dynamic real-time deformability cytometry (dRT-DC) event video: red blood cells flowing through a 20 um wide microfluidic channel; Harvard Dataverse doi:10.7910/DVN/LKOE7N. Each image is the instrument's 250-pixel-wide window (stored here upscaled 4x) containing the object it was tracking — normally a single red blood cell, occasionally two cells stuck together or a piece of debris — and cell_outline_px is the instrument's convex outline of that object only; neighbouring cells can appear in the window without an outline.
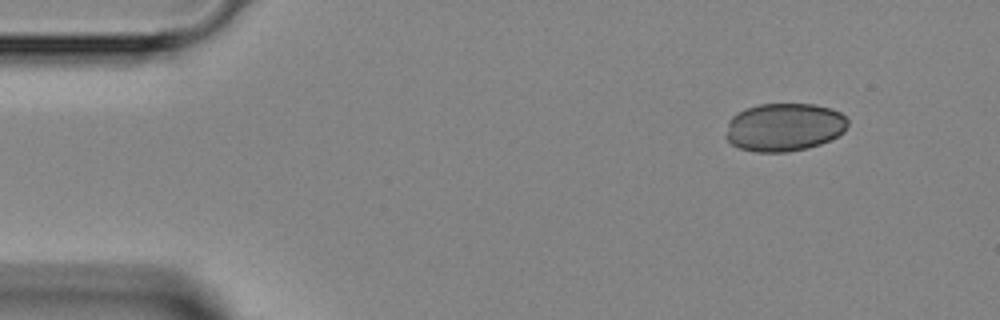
{"species": "Egyptian fruit bat (a non-hibernating species)", "species_latin": "Rousettus aegyptiacus", "temperature_condition": "room temperature", "stored_images_in_passage": 2, "camera_frame_rate_fps": 3000, "um_per_image_px": 0.085, "animal": {"sex": "female"}, "frame": {"image": 1, "passage_image": 1, "time_ms": 0.0, "image_size_px": [1000, 320], "cell_outline_px": [[848, 124], [844, 132], [820, 144], [808, 148], [784, 152], [756, 152], [740, 148], [732, 144], [724, 136], [728, 120], [736, 112], [744, 108], [760, 104], [812, 104], [832, 108], [840, 112], [848, 120]], "centroid_in_image_um": [66.62, 10.8], "position_along_channel_um": 18.4, "area_um2": 34.45}}